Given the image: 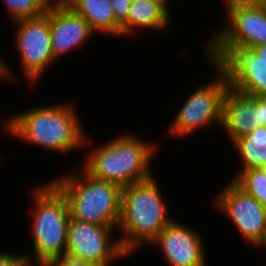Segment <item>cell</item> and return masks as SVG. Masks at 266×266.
Listing matches in <instances>:
<instances>
[{
  "mask_svg": "<svg viewBox=\"0 0 266 266\" xmlns=\"http://www.w3.org/2000/svg\"><path fill=\"white\" fill-rule=\"evenodd\" d=\"M72 103L59 102L53 106L29 109L11 116L3 122L2 129L19 141L53 153H69L81 149L87 145L89 139L78 117L77 107Z\"/></svg>",
  "mask_w": 266,
  "mask_h": 266,
  "instance_id": "obj_1",
  "label": "cell"
},
{
  "mask_svg": "<svg viewBox=\"0 0 266 266\" xmlns=\"http://www.w3.org/2000/svg\"><path fill=\"white\" fill-rule=\"evenodd\" d=\"M155 179L153 176L121 190L117 231L121 232L118 238L128 255L140 249L141 244H150L173 220Z\"/></svg>",
  "mask_w": 266,
  "mask_h": 266,
  "instance_id": "obj_2",
  "label": "cell"
},
{
  "mask_svg": "<svg viewBox=\"0 0 266 266\" xmlns=\"http://www.w3.org/2000/svg\"><path fill=\"white\" fill-rule=\"evenodd\" d=\"M126 131L86 153L83 168L90 176L121 188L145 181L153 175L150 168L156 143Z\"/></svg>",
  "mask_w": 266,
  "mask_h": 266,
  "instance_id": "obj_3",
  "label": "cell"
},
{
  "mask_svg": "<svg viewBox=\"0 0 266 266\" xmlns=\"http://www.w3.org/2000/svg\"><path fill=\"white\" fill-rule=\"evenodd\" d=\"M51 182L67 199L70 217L104 227H118L122 190L119 185L94 178L83 168L79 172L71 170Z\"/></svg>",
  "mask_w": 266,
  "mask_h": 266,
  "instance_id": "obj_4",
  "label": "cell"
},
{
  "mask_svg": "<svg viewBox=\"0 0 266 266\" xmlns=\"http://www.w3.org/2000/svg\"><path fill=\"white\" fill-rule=\"evenodd\" d=\"M47 182L31 190L34 200L30 228L33 253L23 254L25 260L37 263L66 255L68 202L49 179Z\"/></svg>",
  "mask_w": 266,
  "mask_h": 266,
  "instance_id": "obj_5",
  "label": "cell"
},
{
  "mask_svg": "<svg viewBox=\"0 0 266 266\" xmlns=\"http://www.w3.org/2000/svg\"><path fill=\"white\" fill-rule=\"evenodd\" d=\"M210 65L214 69V78L188 95L164 134L182 139L198 132L200 128L222 126L223 98L229 82L226 73L217 64Z\"/></svg>",
  "mask_w": 266,
  "mask_h": 266,
  "instance_id": "obj_6",
  "label": "cell"
},
{
  "mask_svg": "<svg viewBox=\"0 0 266 266\" xmlns=\"http://www.w3.org/2000/svg\"><path fill=\"white\" fill-rule=\"evenodd\" d=\"M224 26L207 40L209 62L217 64L231 49L254 48L266 44V9L263 6L225 4Z\"/></svg>",
  "mask_w": 266,
  "mask_h": 266,
  "instance_id": "obj_7",
  "label": "cell"
},
{
  "mask_svg": "<svg viewBox=\"0 0 266 266\" xmlns=\"http://www.w3.org/2000/svg\"><path fill=\"white\" fill-rule=\"evenodd\" d=\"M118 227H104L82 222L72 217L67 227L66 255L92 263L110 266L116 260L129 256L121 247L113 232Z\"/></svg>",
  "mask_w": 266,
  "mask_h": 266,
  "instance_id": "obj_8",
  "label": "cell"
},
{
  "mask_svg": "<svg viewBox=\"0 0 266 266\" xmlns=\"http://www.w3.org/2000/svg\"><path fill=\"white\" fill-rule=\"evenodd\" d=\"M15 26L14 43L23 69L22 75L29 84H36L46 67L56 60L51 47L50 20L44 14L37 18L21 19L12 22ZM45 70V71H44Z\"/></svg>",
  "mask_w": 266,
  "mask_h": 266,
  "instance_id": "obj_9",
  "label": "cell"
},
{
  "mask_svg": "<svg viewBox=\"0 0 266 266\" xmlns=\"http://www.w3.org/2000/svg\"><path fill=\"white\" fill-rule=\"evenodd\" d=\"M223 188L212 198L213 205L230 219L240 236L254 246L266 227V207L232 180Z\"/></svg>",
  "mask_w": 266,
  "mask_h": 266,
  "instance_id": "obj_10",
  "label": "cell"
},
{
  "mask_svg": "<svg viewBox=\"0 0 266 266\" xmlns=\"http://www.w3.org/2000/svg\"><path fill=\"white\" fill-rule=\"evenodd\" d=\"M201 235L174 218L149 245L161 250L168 266H208Z\"/></svg>",
  "mask_w": 266,
  "mask_h": 266,
  "instance_id": "obj_11",
  "label": "cell"
},
{
  "mask_svg": "<svg viewBox=\"0 0 266 266\" xmlns=\"http://www.w3.org/2000/svg\"><path fill=\"white\" fill-rule=\"evenodd\" d=\"M217 65L226 73L231 89L266 97V59L252 48L231 49Z\"/></svg>",
  "mask_w": 266,
  "mask_h": 266,
  "instance_id": "obj_12",
  "label": "cell"
},
{
  "mask_svg": "<svg viewBox=\"0 0 266 266\" xmlns=\"http://www.w3.org/2000/svg\"><path fill=\"white\" fill-rule=\"evenodd\" d=\"M45 15L50 20L51 47L56 61L96 35L87 21L63 0H54Z\"/></svg>",
  "mask_w": 266,
  "mask_h": 266,
  "instance_id": "obj_13",
  "label": "cell"
},
{
  "mask_svg": "<svg viewBox=\"0 0 266 266\" xmlns=\"http://www.w3.org/2000/svg\"><path fill=\"white\" fill-rule=\"evenodd\" d=\"M258 97L230 87L223 98L222 126L232 143L258 127Z\"/></svg>",
  "mask_w": 266,
  "mask_h": 266,
  "instance_id": "obj_14",
  "label": "cell"
},
{
  "mask_svg": "<svg viewBox=\"0 0 266 266\" xmlns=\"http://www.w3.org/2000/svg\"><path fill=\"white\" fill-rule=\"evenodd\" d=\"M171 18L172 17L155 2L150 0H132L128 22L121 28V37H134L136 33H141L143 29L163 32L169 28Z\"/></svg>",
  "mask_w": 266,
  "mask_h": 266,
  "instance_id": "obj_15",
  "label": "cell"
},
{
  "mask_svg": "<svg viewBox=\"0 0 266 266\" xmlns=\"http://www.w3.org/2000/svg\"><path fill=\"white\" fill-rule=\"evenodd\" d=\"M82 16L95 34L121 36V27L116 23L111 0H63Z\"/></svg>",
  "mask_w": 266,
  "mask_h": 266,
  "instance_id": "obj_16",
  "label": "cell"
},
{
  "mask_svg": "<svg viewBox=\"0 0 266 266\" xmlns=\"http://www.w3.org/2000/svg\"><path fill=\"white\" fill-rule=\"evenodd\" d=\"M233 145L242 163L232 179L243 170L266 166V126L256 127L248 135L236 139Z\"/></svg>",
  "mask_w": 266,
  "mask_h": 266,
  "instance_id": "obj_17",
  "label": "cell"
},
{
  "mask_svg": "<svg viewBox=\"0 0 266 266\" xmlns=\"http://www.w3.org/2000/svg\"><path fill=\"white\" fill-rule=\"evenodd\" d=\"M231 180L266 207V172L263 168L243 170Z\"/></svg>",
  "mask_w": 266,
  "mask_h": 266,
  "instance_id": "obj_18",
  "label": "cell"
},
{
  "mask_svg": "<svg viewBox=\"0 0 266 266\" xmlns=\"http://www.w3.org/2000/svg\"><path fill=\"white\" fill-rule=\"evenodd\" d=\"M11 22L40 17L48 11L54 0H2Z\"/></svg>",
  "mask_w": 266,
  "mask_h": 266,
  "instance_id": "obj_19",
  "label": "cell"
},
{
  "mask_svg": "<svg viewBox=\"0 0 266 266\" xmlns=\"http://www.w3.org/2000/svg\"><path fill=\"white\" fill-rule=\"evenodd\" d=\"M132 0H111L116 23L122 28L128 22Z\"/></svg>",
  "mask_w": 266,
  "mask_h": 266,
  "instance_id": "obj_20",
  "label": "cell"
},
{
  "mask_svg": "<svg viewBox=\"0 0 266 266\" xmlns=\"http://www.w3.org/2000/svg\"><path fill=\"white\" fill-rule=\"evenodd\" d=\"M37 266H95V265L83 260L75 259L68 255H64L59 258H53L38 263Z\"/></svg>",
  "mask_w": 266,
  "mask_h": 266,
  "instance_id": "obj_21",
  "label": "cell"
},
{
  "mask_svg": "<svg viewBox=\"0 0 266 266\" xmlns=\"http://www.w3.org/2000/svg\"><path fill=\"white\" fill-rule=\"evenodd\" d=\"M24 259L23 254L0 253V266H17Z\"/></svg>",
  "mask_w": 266,
  "mask_h": 266,
  "instance_id": "obj_22",
  "label": "cell"
},
{
  "mask_svg": "<svg viewBox=\"0 0 266 266\" xmlns=\"http://www.w3.org/2000/svg\"><path fill=\"white\" fill-rule=\"evenodd\" d=\"M11 67L8 66L7 62L4 61V59H2V57H0V82L2 81V83L6 80L11 82V83H15L16 78H14V72H12V70L10 69Z\"/></svg>",
  "mask_w": 266,
  "mask_h": 266,
  "instance_id": "obj_23",
  "label": "cell"
},
{
  "mask_svg": "<svg viewBox=\"0 0 266 266\" xmlns=\"http://www.w3.org/2000/svg\"><path fill=\"white\" fill-rule=\"evenodd\" d=\"M258 126H266V97H258Z\"/></svg>",
  "mask_w": 266,
  "mask_h": 266,
  "instance_id": "obj_24",
  "label": "cell"
},
{
  "mask_svg": "<svg viewBox=\"0 0 266 266\" xmlns=\"http://www.w3.org/2000/svg\"><path fill=\"white\" fill-rule=\"evenodd\" d=\"M224 4H236L239 6H263L266 0H223Z\"/></svg>",
  "mask_w": 266,
  "mask_h": 266,
  "instance_id": "obj_25",
  "label": "cell"
},
{
  "mask_svg": "<svg viewBox=\"0 0 266 266\" xmlns=\"http://www.w3.org/2000/svg\"><path fill=\"white\" fill-rule=\"evenodd\" d=\"M255 248H261L263 250V248H265L266 250V227L263 231L262 237L259 239V241L254 245Z\"/></svg>",
  "mask_w": 266,
  "mask_h": 266,
  "instance_id": "obj_26",
  "label": "cell"
},
{
  "mask_svg": "<svg viewBox=\"0 0 266 266\" xmlns=\"http://www.w3.org/2000/svg\"><path fill=\"white\" fill-rule=\"evenodd\" d=\"M152 2L157 3L159 6H161L169 15H171L170 11L171 9L168 7L169 6V0H150ZM170 9V10H169Z\"/></svg>",
  "mask_w": 266,
  "mask_h": 266,
  "instance_id": "obj_27",
  "label": "cell"
},
{
  "mask_svg": "<svg viewBox=\"0 0 266 266\" xmlns=\"http://www.w3.org/2000/svg\"><path fill=\"white\" fill-rule=\"evenodd\" d=\"M253 50L259 54L262 58L266 59V44L254 47Z\"/></svg>",
  "mask_w": 266,
  "mask_h": 266,
  "instance_id": "obj_28",
  "label": "cell"
},
{
  "mask_svg": "<svg viewBox=\"0 0 266 266\" xmlns=\"http://www.w3.org/2000/svg\"><path fill=\"white\" fill-rule=\"evenodd\" d=\"M33 264L37 265L38 263L23 259L17 266H32Z\"/></svg>",
  "mask_w": 266,
  "mask_h": 266,
  "instance_id": "obj_29",
  "label": "cell"
}]
</instances>
